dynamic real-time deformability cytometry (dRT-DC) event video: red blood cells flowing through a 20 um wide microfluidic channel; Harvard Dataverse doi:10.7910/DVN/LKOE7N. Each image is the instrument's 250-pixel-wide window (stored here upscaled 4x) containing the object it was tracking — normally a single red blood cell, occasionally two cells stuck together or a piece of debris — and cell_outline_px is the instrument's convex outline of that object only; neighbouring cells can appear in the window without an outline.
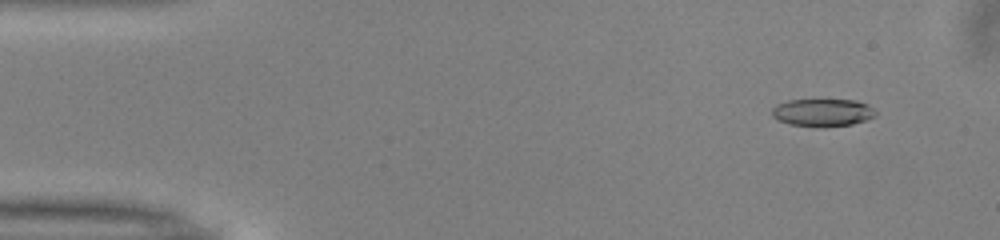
{"species": "common noctule bat (a hibernating species)", "species_latin": "Nyctalus noctula", "temperature_condition": "warm", "stored_images_in_passage": 15, "camera_frame_rate_fps": 3000, "um_per_image_px": 0.085, "animal": {"sex": "male", "body_mass_g": 13.0, "forearm_length_mm": 53.1}, "frame": {"image": 1, "passage_image": 5, "time_ms": 1.333, "image_size_px": [1000, 240], "cell_outline_px": [[876, 116], [852, 124], [824, 128], [816, 128], [788, 124], [772, 116], [772, 108], [776, 104], [788, 100], [856, 100], [868, 104], [876, 112]], "centroid_in_image_um": [69.91, 9.58], "position_along_channel_um": 15.1, "area_um2": 16.94}}
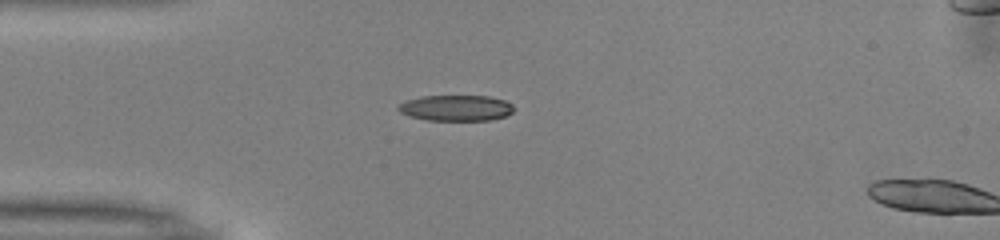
{"frame": {"image": 2, "passage_image": 14, "time_ms": 4.333, "image_size_px": [1000, 240], "cell_outline_px": [[516, 108], [508, 116], [488, 120], [428, 120], [408, 116], [400, 112], [396, 108], [404, 100], [420, 96], [488, 96], [504, 100], [512, 104]], "centroid_in_image_um": [38.76, 9.17], "position_along_channel_um": 46.2, "area_um2": 17.57}}